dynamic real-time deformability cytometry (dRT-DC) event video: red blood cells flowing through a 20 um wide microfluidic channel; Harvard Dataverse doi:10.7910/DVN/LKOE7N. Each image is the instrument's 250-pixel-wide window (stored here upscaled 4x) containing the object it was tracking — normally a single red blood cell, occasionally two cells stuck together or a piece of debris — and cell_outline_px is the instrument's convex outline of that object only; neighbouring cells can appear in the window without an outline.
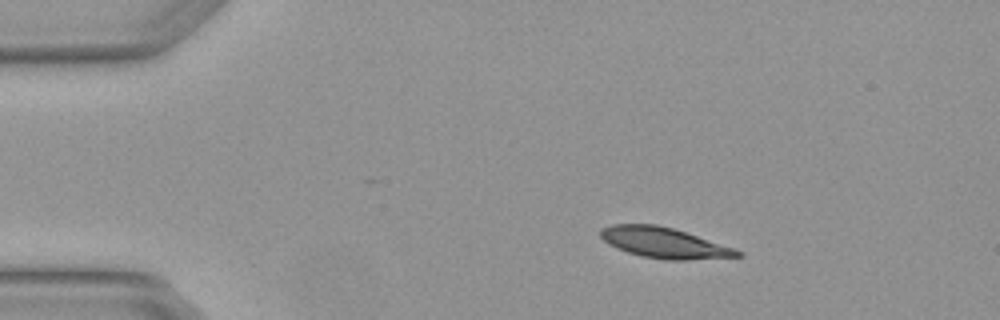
{"species": "Egyptian fruit bat (a non-hibernating species)", "species_latin": "Rousettus aegyptiacus", "temperature_condition": "warm", "stored_images_in_passage": 5, "camera_frame_rate_fps": 3000, "um_per_image_px": 0.085, "animal": {"sex": "female"}, "frame": {"image": 1, "passage_image": 1, "time_ms": 0.0, "image_size_px": [1000, 320], "cell_outline_px": [[744, 256], [688, 260], [668, 260], [640, 256], [616, 248], [608, 244], [600, 236], [600, 228], [612, 224], [656, 224], [672, 228], [736, 248], [744, 252]], "centroid_in_image_um": [56.47, 20.64], "position_along_channel_um": 28.5, "area_um2": 24.51}}
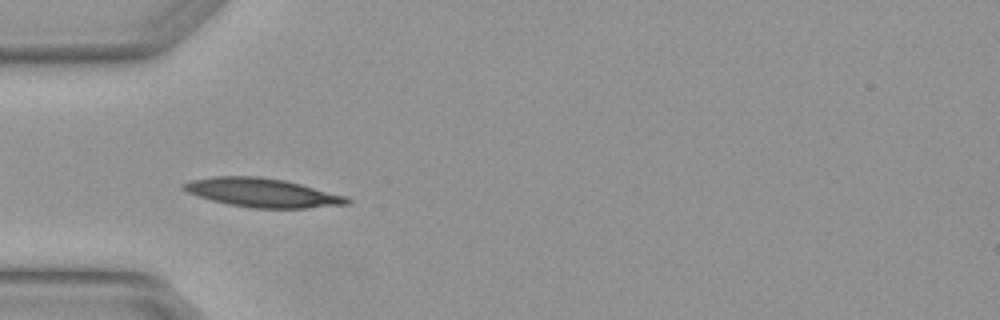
{"frame": {"image": 2, "passage_image": 3, "time_ms": 0.667, "image_size_px": [1000, 320], "cell_outline_px": [[352, 200], [348, 204], [304, 208], [252, 208], [228, 204], [212, 200], [188, 192], [180, 188], [180, 184], [192, 180], [212, 176], [260, 176], [284, 180], [300, 184], [344, 196]], "centroid_in_image_um": [22.24, 16.37], "position_along_channel_um": 62.8, "area_um2": 27.22}}
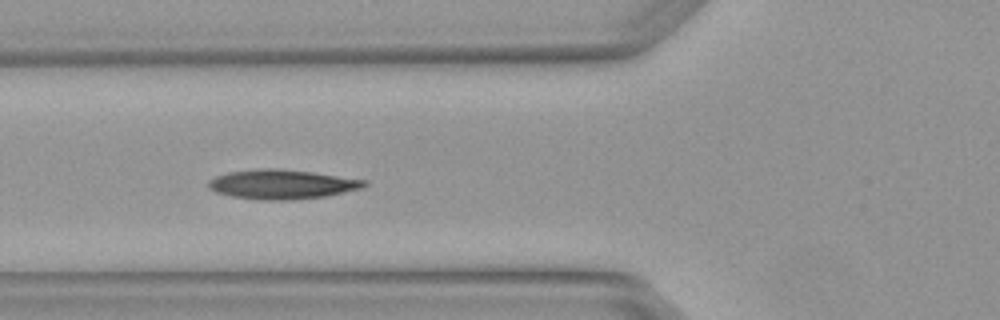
{"frame": {"image": 3, "passage_image": 4, "time_ms": 1.0, "image_size_px": [1000, 320], "cell_outline_px": [[368, 184], [364, 188], [324, 196], [292, 200], [256, 200], [232, 196], [216, 192], [208, 188], [208, 180], [216, 176], [228, 172], [264, 168], [280, 168], [312, 172], [368, 180]], "centroid_in_image_um": [23.97, 15.66], "position_along_channel_um": 101.8, "area_um2": 26.88}}